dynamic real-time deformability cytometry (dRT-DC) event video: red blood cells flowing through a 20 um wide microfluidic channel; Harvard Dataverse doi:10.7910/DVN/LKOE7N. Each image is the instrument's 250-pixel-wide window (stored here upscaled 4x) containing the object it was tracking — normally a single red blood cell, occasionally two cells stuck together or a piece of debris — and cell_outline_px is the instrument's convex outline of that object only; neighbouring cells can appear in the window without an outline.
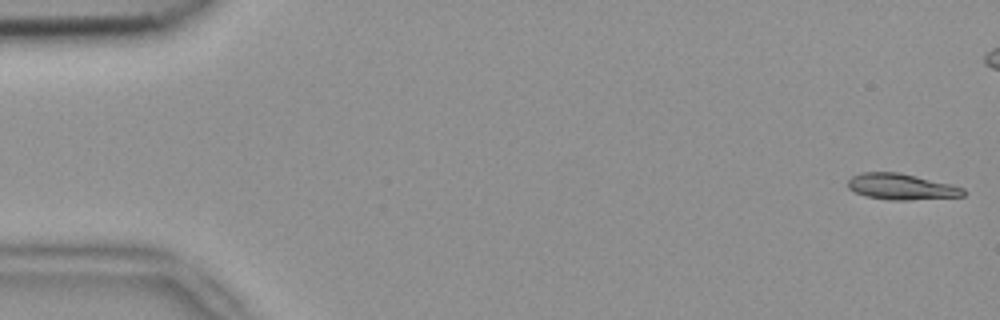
{"species": "common noctule bat (a hibernating species)", "species_latin": "Nyctalus noctula", "temperature_condition": "room temperature", "stored_images_in_passage": 6, "camera_frame_rate_fps": 3000, "um_per_image_px": 0.085, "animal": {"sex": "female", "body_mass_g": 18.4}, "frame": {"image": 1, "passage_image": 1, "time_ms": 0.0, "image_size_px": [1000, 320], "cell_outline_px": [[964, 196], [908, 200], [892, 200], [864, 196], [848, 188], [848, 180], [852, 176], [860, 172], [900, 172], [952, 184], [964, 188]], "centroid_in_image_um": [76.61, 15.86], "position_along_channel_um": 8.4, "area_um2": 17.57}}
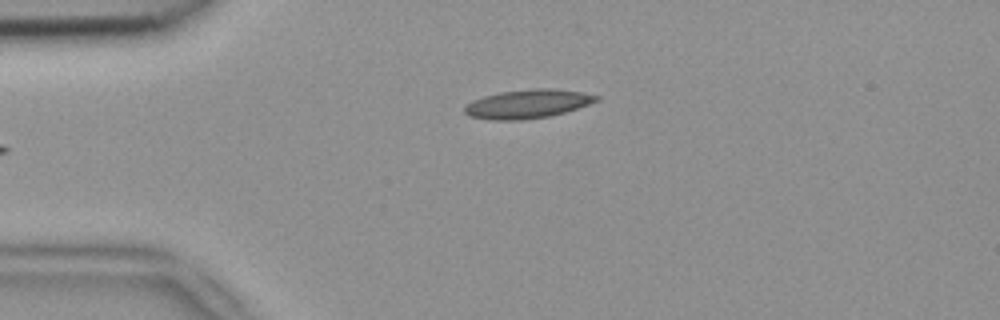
{"frame": {"image": 2, "passage_image": 6, "time_ms": 1.667, "image_size_px": [1000, 320], "cell_outline_px": [[600, 100], [564, 112], [548, 116], [520, 120], [488, 120], [468, 116], [464, 112], [464, 108], [472, 100], [484, 96], [500, 92], [536, 88], [552, 88], [580, 92], [600, 96]], "centroid_in_image_um": [44.81, 8.83], "position_along_channel_um": 40.2, "area_um2": 21.96}}